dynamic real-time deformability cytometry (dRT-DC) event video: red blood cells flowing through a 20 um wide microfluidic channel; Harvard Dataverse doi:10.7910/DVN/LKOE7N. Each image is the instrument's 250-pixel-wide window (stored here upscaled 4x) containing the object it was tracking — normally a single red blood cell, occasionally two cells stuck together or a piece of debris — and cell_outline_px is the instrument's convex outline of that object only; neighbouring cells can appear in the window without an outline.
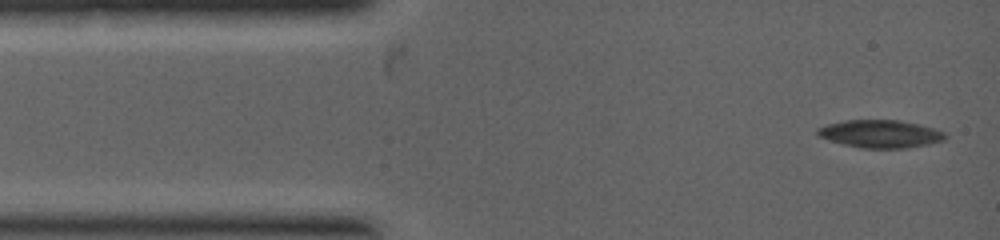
{"species": "common noctule bat (a hibernating species)", "species_latin": "Nyctalus noctula", "temperature_condition": "warm", "stored_images_in_passage": 5, "camera_frame_rate_fps": 5000, "um_per_image_px": 0.085, "animal": {"sex": "female", "body_mass_g": 19.0, "forearm_length_mm": 53.3}, "frame": {"image": 1, "passage_image": 1, "time_ms": 0.0, "image_size_px": [1000, 240], "cell_outline_px": [[948, 136], [944, 140], [928, 144], [908, 148], [860, 148], [828, 140], [820, 136], [816, 132], [816, 128], [828, 124], [844, 120], [896, 120], [916, 124], [932, 128], [944, 132]], "centroid_in_image_um": [74.81, 11.38], "position_along_channel_um": 10.2, "area_um2": 20.52}}
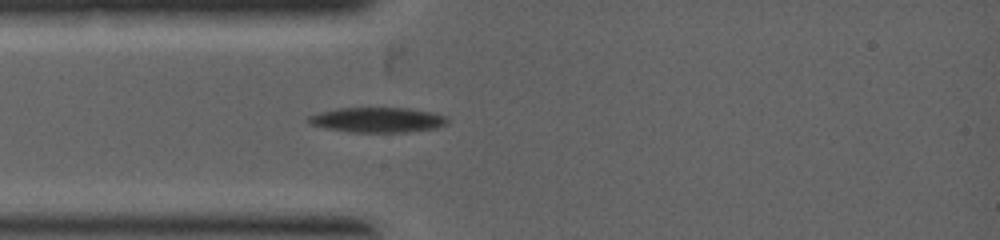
{"frame": {"image": 2, "passage_image": 5, "time_ms": 1.6, "image_size_px": [1000, 240], "cell_outline_px": [[448, 124], [436, 128], [404, 132], [352, 132], [324, 128], [308, 124], [308, 116], [320, 112], [336, 108], [408, 108], [432, 112], [448, 116]], "centroid_in_image_um": [32.1, 10.19], "position_along_channel_um": 52.9, "area_um2": 20.4}}